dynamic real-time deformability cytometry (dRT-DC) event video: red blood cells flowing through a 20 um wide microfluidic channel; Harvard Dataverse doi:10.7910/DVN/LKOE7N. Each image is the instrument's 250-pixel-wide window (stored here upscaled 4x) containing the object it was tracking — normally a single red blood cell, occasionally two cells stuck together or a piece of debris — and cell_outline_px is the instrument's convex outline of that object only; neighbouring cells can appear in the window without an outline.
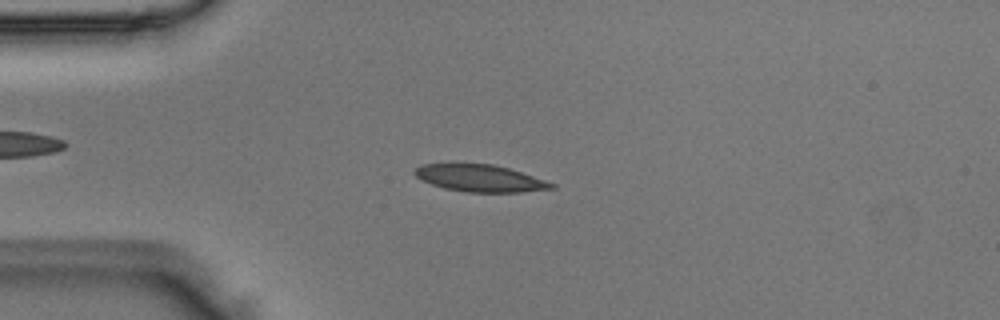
{"species": "Egyptian fruit bat (a non-hibernating species)", "species_latin": "Rousettus aegyptiacus", "temperature_condition": "room temperature", "stored_images_in_passage": 51, "camera_frame_rate_fps": 3000, "um_per_image_px": 0.085, "animal": {"sex": "male"}, "frame": {"image": 1, "passage_image": 12, "time_ms": 3.667, "image_size_px": [1000, 320], "cell_outline_px": [[556, 188], [520, 192], [468, 192], [444, 188], [420, 180], [412, 172], [420, 164], [452, 160], [456, 160], [492, 164], [508, 168], [556, 184]], "centroid_in_image_um": [40.67, 15.09], "position_along_channel_um": 44.3, "area_um2": 22.43}}
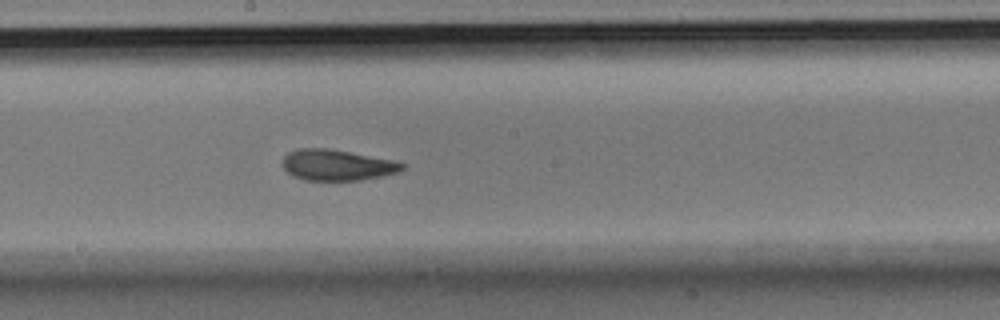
{"frame": {"image": 2, "passage_image": 27, "time_ms": 8.667, "image_size_px": [1000, 320], "cell_outline_px": [[408, 164], [400, 172], [360, 180], [304, 180], [292, 176], [284, 168], [284, 156], [288, 152], [296, 148], [328, 148], [396, 160]], "centroid_in_image_um": [28.69, 14.02], "position_along_channel_um": 219.5, "area_um2": 21.73}}
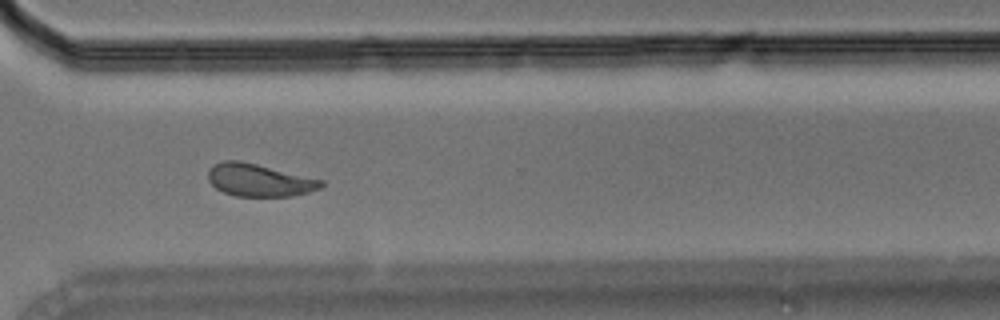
{"frame": {"image": 3, "passage_image": 37, "time_ms": 12.0, "image_size_px": [1000, 320], "cell_outline_px": [[324, 184], [320, 188], [308, 192], [292, 196], [236, 196], [224, 192], [216, 188], [208, 180], [208, 168], [212, 164], [224, 160], [240, 160], [324, 180]], "centroid_in_image_um": [22.0, 15.3], "position_along_channel_um": 348.6, "area_um2": 21.5}}